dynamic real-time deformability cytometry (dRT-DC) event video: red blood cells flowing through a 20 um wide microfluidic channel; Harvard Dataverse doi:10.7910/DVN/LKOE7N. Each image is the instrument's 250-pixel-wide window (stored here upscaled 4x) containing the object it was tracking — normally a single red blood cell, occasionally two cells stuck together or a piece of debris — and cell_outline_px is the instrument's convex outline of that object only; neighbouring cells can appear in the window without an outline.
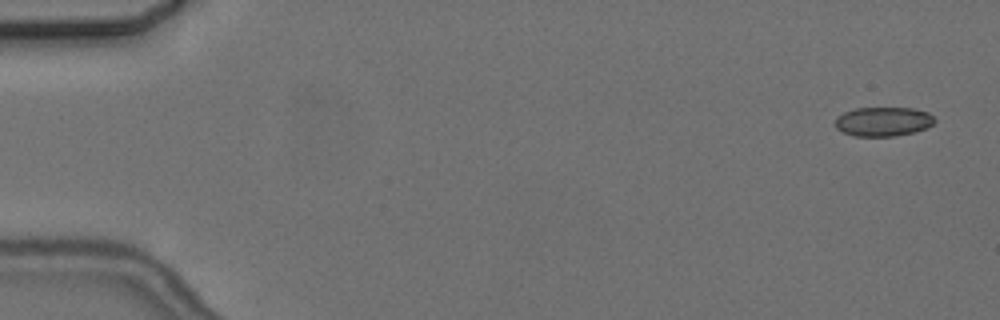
{"species": "common noctule bat (a hibernating species)", "species_latin": "Nyctalus noctula", "temperature_condition": "cold", "stored_images_in_passage": 6, "camera_frame_rate_fps": 3000, "um_per_image_px": 0.085, "animal": {"sex": "female", "body_mass_g": 24.6, "forearm_length_mm": 56.2}, "frame": {"image": 1, "passage_image": 1, "time_ms": 0.0, "image_size_px": [1000, 320], "cell_outline_px": [[936, 120], [928, 128], [896, 136], [856, 136], [844, 132], [836, 128], [836, 116], [844, 112], [856, 108], [912, 108], [928, 112]], "centroid_in_image_um": [75.08, 10.33], "position_along_channel_um": 9.9, "area_um2": 16.88}}
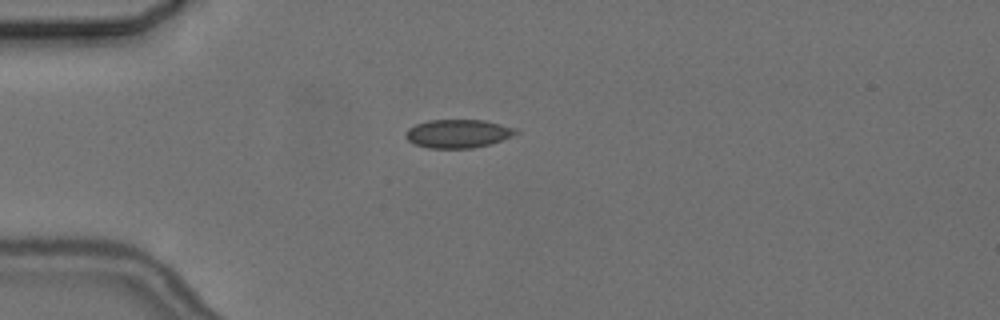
{"frame": {"image": 2, "passage_image": 4, "time_ms": 4.333, "image_size_px": [1000, 320], "cell_outline_px": [[520, 132], [500, 140], [488, 144], [472, 148], [428, 148], [416, 144], [408, 140], [404, 136], [408, 128], [416, 124], [428, 120], [484, 120], [516, 128]], "centroid_in_image_um": [38.9, 11.35], "position_along_channel_um": 46.1, "area_um2": 18.09}}